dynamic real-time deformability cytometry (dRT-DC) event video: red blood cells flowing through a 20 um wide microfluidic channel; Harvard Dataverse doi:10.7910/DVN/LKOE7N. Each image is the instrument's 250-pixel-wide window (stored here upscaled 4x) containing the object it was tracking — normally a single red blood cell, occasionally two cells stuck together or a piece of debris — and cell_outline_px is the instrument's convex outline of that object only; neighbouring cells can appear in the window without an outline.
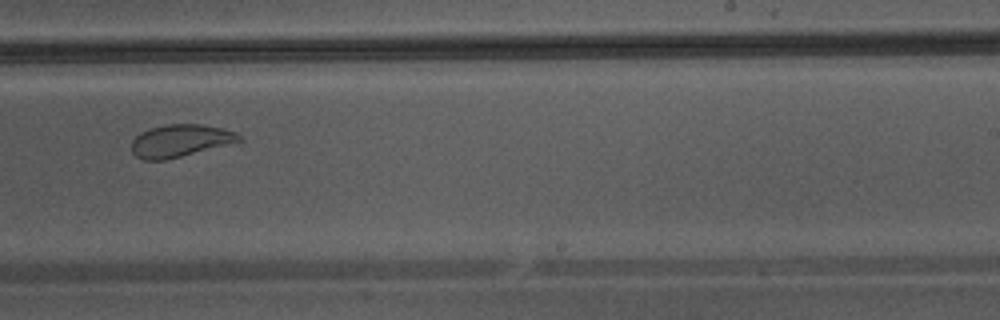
{"species": "Egyptian fruit bat (a non-hibernating species)", "species_latin": "Rousettus aegyptiacus", "temperature_condition": "warm", "stored_images_in_passage": 38, "segment_of_instrument_passage": [2, 2], "camera_frame_rate_fps": 3000, "um_per_image_px": 0.085, "animal": {"sex": "male"}, "frame": {"image": 1, "passage_image": 22, "time_ms": 7.0, "image_size_px": [1000, 320], "cell_outline_px": [[244, 140], [164, 160], [144, 160], [136, 156], [132, 152], [132, 140], [140, 132], [152, 128], [168, 124], [200, 124], [224, 128], [236, 132]], "centroid_in_image_um": [15.31, 11.95], "position_along_channel_um": 273.7, "area_um2": 20.06}}